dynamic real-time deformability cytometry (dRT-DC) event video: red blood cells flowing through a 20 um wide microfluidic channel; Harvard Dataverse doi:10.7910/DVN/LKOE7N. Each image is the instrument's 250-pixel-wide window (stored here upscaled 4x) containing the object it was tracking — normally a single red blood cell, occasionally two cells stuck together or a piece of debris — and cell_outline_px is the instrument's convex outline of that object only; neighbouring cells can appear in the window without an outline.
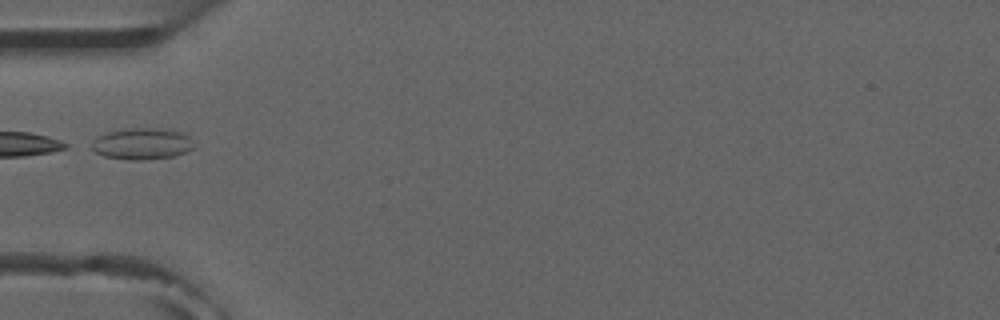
{"species": "common noctule bat (a hibernating species)", "species_latin": "Nyctalus noctula", "temperature_condition": "room temperature", "stored_images_in_passage": 5, "camera_frame_rate_fps": 3000, "um_per_image_px": 0.085, "animal": {"sex": "male", "forearm_length_mm": 52.5}, "frame": {"image": 1, "passage_image": 4, "time_ms": 3.667, "image_size_px": [1000, 320], "cell_outline_px": [[192, 148], [184, 152], [172, 156], [144, 160], [128, 160], [104, 156], [96, 152], [92, 148], [92, 140], [96, 136], [108, 132], [124, 128], [172, 128], [188, 136]], "centroid_in_image_um": [12.02, 12.2], "position_along_channel_um": 73.0, "area_um2": 18.73}}